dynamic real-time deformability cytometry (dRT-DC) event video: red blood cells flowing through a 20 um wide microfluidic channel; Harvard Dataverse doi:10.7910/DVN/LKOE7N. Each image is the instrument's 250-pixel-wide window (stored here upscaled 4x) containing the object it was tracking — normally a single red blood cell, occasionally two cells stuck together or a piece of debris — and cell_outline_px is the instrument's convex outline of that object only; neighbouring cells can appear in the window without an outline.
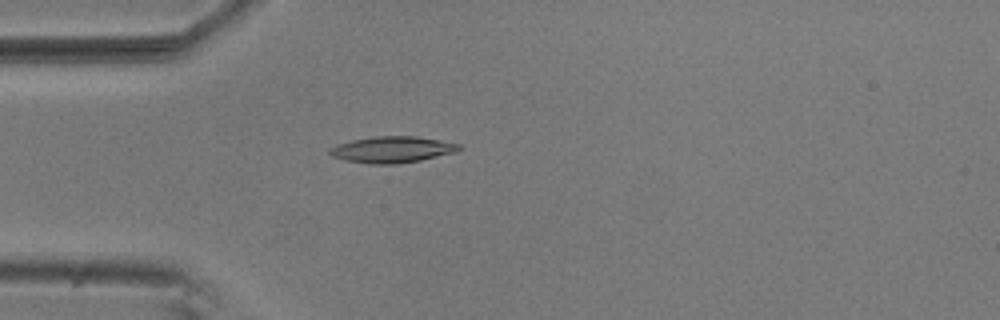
{"species": "common noctule bat (a hibernating species)", "species_latin": "Nyctalus noctula", "temperature_condition": "room temperature", "stored_images_in_passage": 4, "camera_frame_rate_fps": 3000, "um_per_image_px": 0.085, "animal": {"sex": "male", "body_mass_g": 20.5, "forearm_length_mm": 52.5}, "frame": {"image": 1, "passage_image": 4, "time_ms": 1.0, "image_size_px": [1000, 320], "cell_outline_px": [[464, 148], [456, 152], [420, 160], [396, 164], [368, 164], [348, 160], [332, 156], [328, 152], [328, 148], [336, 144], [352, 140], [372, 136], [416, 136], [440, 140], [460, 144]], "centroid_in_image_um": [33.34, 12.7], "position_along_channel_um": 51.7, "area_um2": 19.94}}